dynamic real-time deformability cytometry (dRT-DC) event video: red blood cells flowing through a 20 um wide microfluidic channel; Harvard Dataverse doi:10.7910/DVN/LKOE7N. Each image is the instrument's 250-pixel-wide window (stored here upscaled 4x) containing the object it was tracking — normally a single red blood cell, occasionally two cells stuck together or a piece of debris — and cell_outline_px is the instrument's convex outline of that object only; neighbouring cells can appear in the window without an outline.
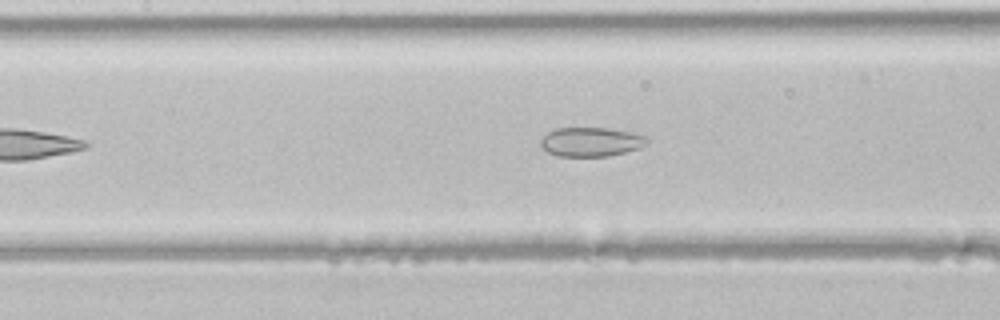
{"species": "common noctule bat (a hibernating species)", "species_latin": "Nyctalus noctula", "temperature_condition": "room temperature", "stored_images_in_passage": 36, "camera_frame_rate_fps": 3000, "um_per_image_px": 0.085, "animal": {"sex": "male", "body_mass_g": 21.5, "forearm_length_mm": 52.0}, "frame": {"image": 1, "passage_image": 12, "time_ms": 3.667, "image_size_px": [1000, 320], "cell_outline_px": [[648, 140], [640, 148], [608, 156], [556, 156], [548, 152], [540, 144], [540, 140], [548, 132], [556, 128], [608, 128], [648, 136]], "centroid_in_image_um": [50.22, 12.06], "position_along_channel_um": 157.2, "area_um2": 17.92}}
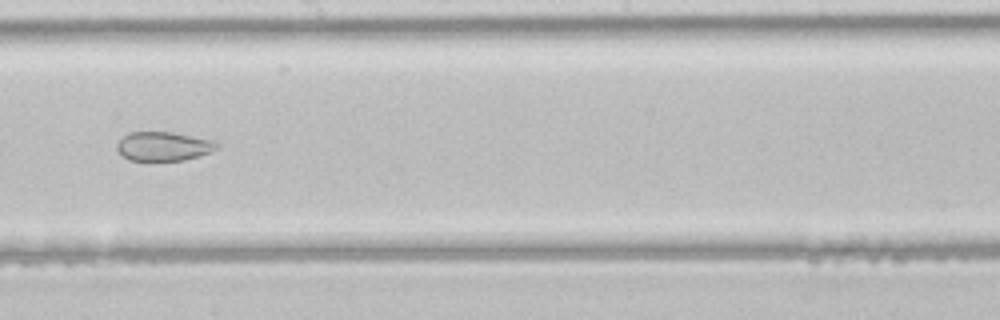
{"frame": {"image": 2, "passage_image": 17, "time_ms": 5.333, "image_size_px": [1000, 320], "cell_outline_px": [[220, 148], [212, 152], [200, 156], [184, 160], [128, 160], [116, 148], [116, 144], [128, 132], [172, 132], [216, 140], [220, 144]], "centroid_in_image_um": [13.98, 12.43], "position_along_channel_um": 234.2, "area_um2": 17.11}}
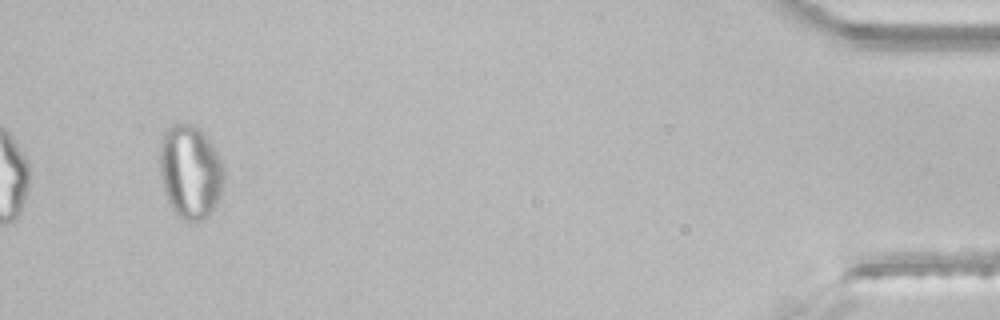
{"frame": {"image": 3, "passage_image": 34, "time_ms": 11.0, "image_size_px": [1000, 320], "cell_outline_px": [[224, 180], [220, 196], [208, 216], [196, 224], [180, 220], [172, 212], [164, 192], [160, 176], [160, 144], [164, 128], [172, 124], [192, 124], [200, 128], [212, 144], [224, 164]], "centroid_in_image_um": [16.16, 14.63], "position_along_channel_um": 419.0, "area_um2": 35.95}}